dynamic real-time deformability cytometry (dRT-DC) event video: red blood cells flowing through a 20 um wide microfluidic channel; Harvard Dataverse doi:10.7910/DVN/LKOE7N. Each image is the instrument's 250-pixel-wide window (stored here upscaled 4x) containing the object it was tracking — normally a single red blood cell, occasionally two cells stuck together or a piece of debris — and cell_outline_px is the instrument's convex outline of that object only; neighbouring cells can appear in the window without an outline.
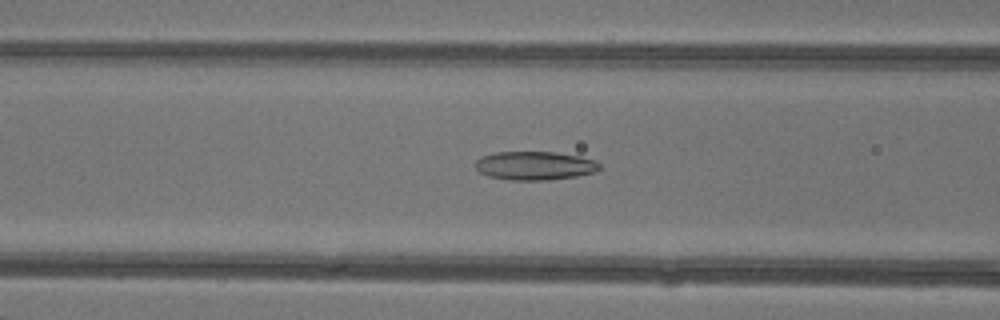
{"species": "common noctule bat (a hibernating species)", "species_latin": "Nyctalus noctula", "temperature_condition": "warm", "stored_images_in_passage": 48, "camera_frame_rate_fps": 3000, "um_per_image_px": 0.085, "animal": {"sex": "female"}, "frame": {"image": 1, "passage_image": 20, "time_ms": 6.333, "image_size_px": [1000, 320], "cell_outline_px": [[600, 168], [596, 172], [576, 176], [552, 180], [512, 180], [488, 176], [480, 172], [476, 168], [476, 160], [480, 156], [492, 152], [556, 152], [580, 156], [596, 160], [600, 164]], "centroid_in_image_um": [45.47, 14.08], "position_along_channel_um": 121.1, "area_um2": 20.92}}
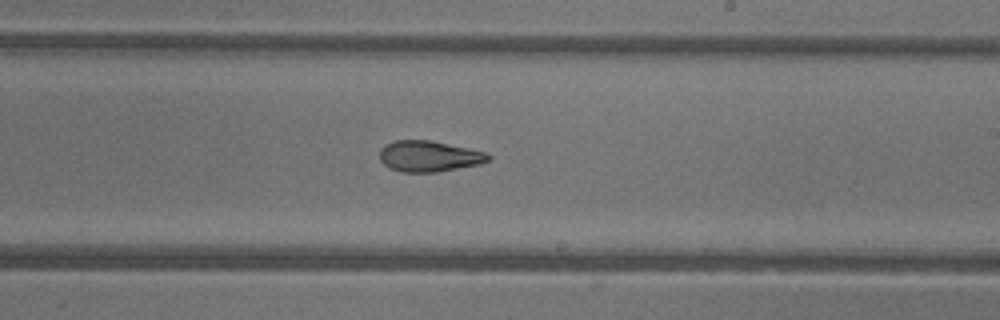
{"frame": {"image": 2, "passage_image": 29, "time_ms": 9.333, "image_size_px": [1000, 320], "cell_outline_px": [[492, 156], [488, 160], [480, 164], [436, 172], [400, 172], [388, 168], [380, 160], [380, 148], [384, 144], [396, 140], [432, 140], [488, 152]], "centroid_in_image_um": [36.46, 13.27], "position_along_channel_um": 252.5, "area_um2": 19.83}}
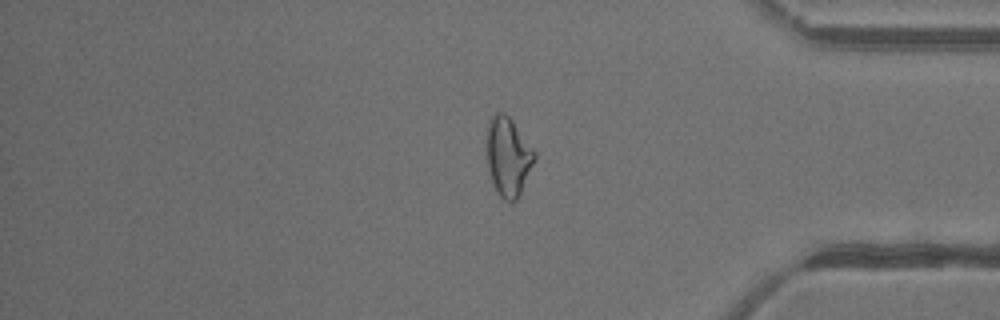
{"frame": {"image": 3, "passage_image": 40, "time_ms": 13.0, "image_size_px": [1000, 320], "cell_outline_px": [[536, 160], [516, 200], [504, 200], [496, 192], [492, 184], [488, 168], [488, 120], [496, 112], [504, 112], [512, 120], [536, 152]], "centroid_in_image_um": [43.2, 13.31], "position_along_channel_um": 392.0, "area_um2": 21.73}, "authors_computed_cell_mechanics": {"area_um2": 22.1374, "velocity_mm_per_s": 4.3836, "shape_relaxation_time_tau1_ms": null, "shape_relaxation_time_tau2_ms": 4.0078, "deformation_change_tau1": null, "deformation_change_tau2": 0.1141}}